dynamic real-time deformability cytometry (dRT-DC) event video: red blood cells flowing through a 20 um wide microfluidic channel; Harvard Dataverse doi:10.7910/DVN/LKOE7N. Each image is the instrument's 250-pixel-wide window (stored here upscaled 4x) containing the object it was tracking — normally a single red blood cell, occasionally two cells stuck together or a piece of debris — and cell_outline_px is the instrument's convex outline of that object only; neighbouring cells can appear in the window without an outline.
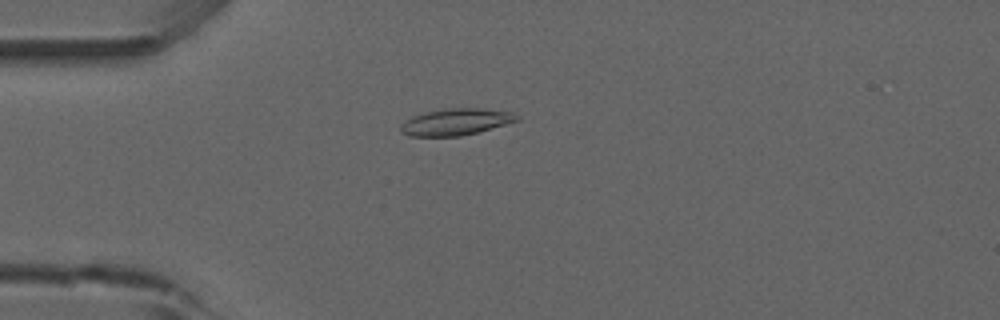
{"species": "common noctule bat (a hibernating species)", "species_latin": "Nyctalus noctula", "temperature_condition": "room temperature", "stored_images_in_passage": 52, "camera_frame_rate_fps": 3000, "um_per_image_px": 0.085, "animal": {"sex": "male", "forearm_length_mm": 52.5}, "frame": {"image": 1, "passage_image": 14, "time_ms": 4.333, "image_size_px": [1000, 320], "cell_outline_px": [[520, 120], [476, 132], [460, 136], [408, 136], [400, 132], [400, 124], [412, 116], [424, 112], [444, 108], [484, 108], [512, 112], [520, 116]], "centroid_in_image_um": [38.73, 10.35], "position_along_channel_um": 46.3, "area_um2": 18.15}}
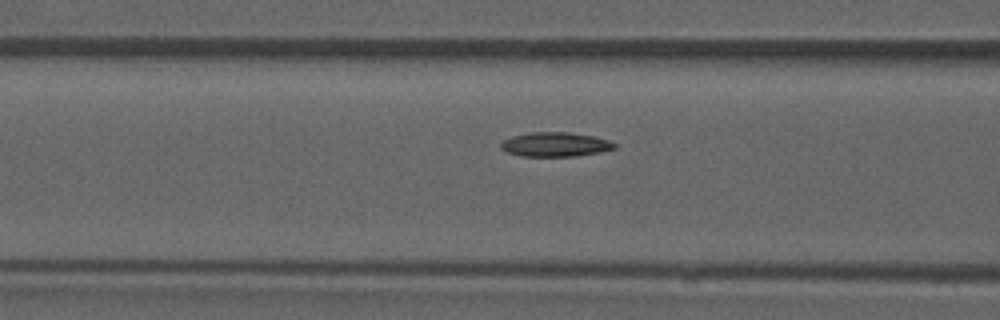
{"frame": {"image": 2, "passage_image": 21, "time_ms": 6.667, "image_size_px": [1000, 320], "cell_outline_px": [[616, 148], [600, 152], [576, 156], [520, 156], [508, 152], [500, 148], [500, 144], [504, 140], [512, 136], [532, 132], [568, 132], [596, 136], [608, 140], [616, 144]], "centroid_in_image_um": [47.21, 12.27], "position_along_channel_um": 119.4, "area_um2": 16.13}}
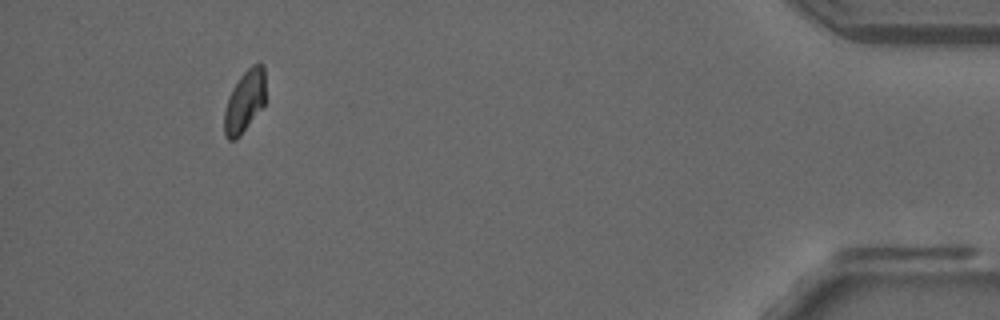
{"frame": {"image": 3, "passage_image": 49, "time_ms": 16.0, "image_size_px": [1000, 320], "cell_outline_px": [[264, 104], [240, 136], [236, 140], [228, 140], [224, 136], [224, 112], [228, 96], [240, 76], [252, 64], [264, 64]], "centroid_in_image_um": [20.76, 8.64], "position_along_channel_um": 414.4, "area_um2": 14.8}, "authors_computed_cell_mechanics": {"area_um2": 15.9528, "velocity_mm_per_s": 3.8825, "shape_relaxation_time_tau1_ms": 6.7047, "shape_relaxation_time_tau2_ms": 11.1521, "deformation_change_tau1": 0.1886, "deformation_change_tau2": 0.1729}}